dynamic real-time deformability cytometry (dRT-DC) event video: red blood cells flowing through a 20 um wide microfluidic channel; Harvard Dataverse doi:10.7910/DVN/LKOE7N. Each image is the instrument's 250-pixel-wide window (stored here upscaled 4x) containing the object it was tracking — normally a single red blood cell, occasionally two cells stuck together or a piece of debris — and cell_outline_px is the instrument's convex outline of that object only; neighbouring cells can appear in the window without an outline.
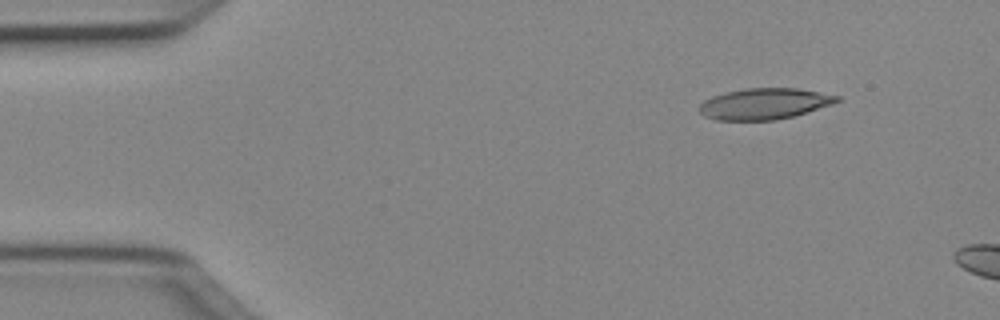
{"species": "Egyptian fruit bat (a non-hibernating species)", "species_latin": "Rousettus aegyptiacus", "temperature_condition": "cold", "stored_images_in_passage": 10, "camera_frame_rate_fps": 3000, "um_per_image_px": 0.085, "animal": {"sex": "female"}, "frame": {"image": 1, "passage_image": 6, "time_ms": 1.667, "image_size_px": [1000, 320], "cell_outline_px": [[840, 100], [832, 104], [792, 116], [776, 120], [716, 120], [704, 116], [700, 112], [700, 104], [704, 100], [712, 96], [744, 88], [796, 88], [840, 96]], "centroid_in_image_um": [64.95, 8.82], "position_along_channel_um": 20.1, "area_um2": 24.68}}